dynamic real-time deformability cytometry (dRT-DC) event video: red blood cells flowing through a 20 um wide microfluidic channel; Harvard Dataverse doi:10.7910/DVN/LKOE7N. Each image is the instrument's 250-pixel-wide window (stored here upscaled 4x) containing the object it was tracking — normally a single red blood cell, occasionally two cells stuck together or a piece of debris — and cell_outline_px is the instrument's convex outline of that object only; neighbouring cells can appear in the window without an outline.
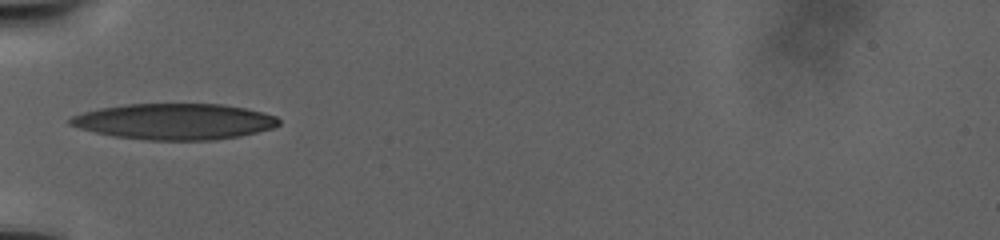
{"species": "human", "species_latin": "Homo sapiens", "temperature_condition": "warm", "stored_images_in_passage": 76, "camera_frame_rate_fps": 3000, "um_per_image_px": 0.085, "donor": {"sex": "male"}, "frame": {"image": 1, "passage_image": 1, "time_ms": 0.0, "image_size_px": [1000, 240], "cell_outline_px": [[280, 124], [272, 128], [240, 136], [212, 140], [148, 140], [116, 136], [96, 132], [80, 128], [68, 124], [68, 120], [72, 116], [84, 112], [100, 108], [124, 104], [224, 104], [244, 108], [276, 116], [280, 120]], "centroid_in_image_um": [14.83, 10.32], "position_along_channel_um": 70.2, "area_um2": 43.52}}
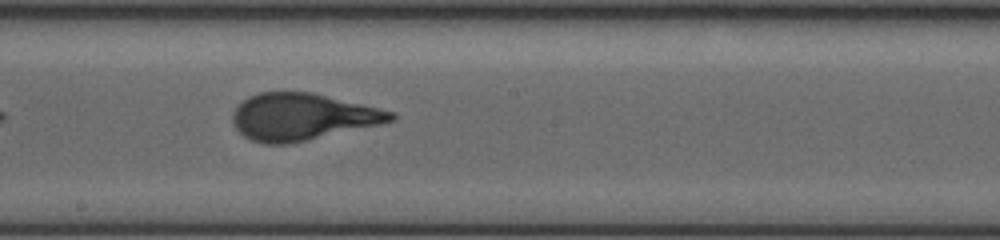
{"frame": {"image": 2, "passage_image": 31, "time_ms": 10.0, "image_size_px": [1000, 240], "cell_outline_px": [[396, 120], [380, 124], [288, 144], [264, 144], [252, 140], [244, 136], [232, 124], [232, 112], [240, 100], [248, 96], [260, 92], [312, 92], [396, 112]], "centroid_in_image_um": [25.66, 9.92], "position_along_channel_um": 222.5, "area_um2": 43.29}}
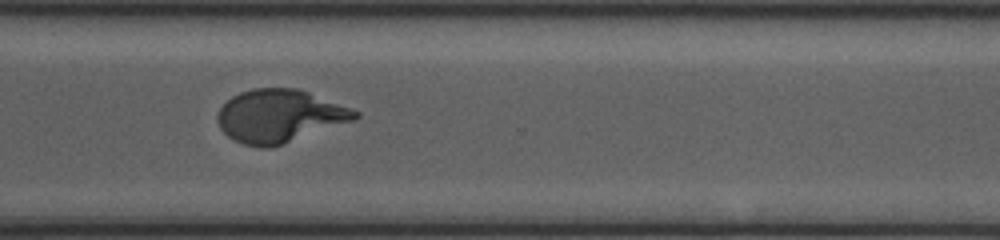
{"frame": {"image": 3, "passage_image": 55, "time_ms": 18.0, "image_size_px": [1000, 240], "cell_outline_px": [[360, 116], [352, 120], [284, 144], [268, 148], [264, 148], [244, 144], [232, 140], [220, 128], [216, 120], [216, 116], [220, 108], [232, 96], [240, 92], [252, 88], [296, 88], [308, 92], [352, 108], [360, 112]], "centroid_in_image_um": [23.73, 9.86], "position_along_channel_um": 346.9, "area_um2": 42.19}}